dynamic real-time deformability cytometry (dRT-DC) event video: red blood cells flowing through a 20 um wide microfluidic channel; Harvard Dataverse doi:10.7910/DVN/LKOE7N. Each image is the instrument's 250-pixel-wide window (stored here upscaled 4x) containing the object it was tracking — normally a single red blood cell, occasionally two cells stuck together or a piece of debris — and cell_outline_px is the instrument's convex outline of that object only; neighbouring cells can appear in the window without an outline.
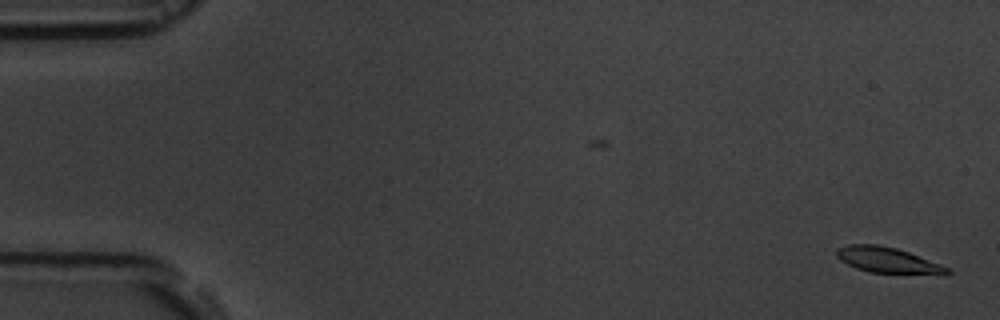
{"species": "common noctule bat (a hibernating species)", "species_latin": "Nyctalus noctula", "temperature_condition": "room temperature", "stored_images_in_passage": 2, "camera_frame_rate_fps": 3000, "um_per_image_px": 0.085, "animal": {"sex": "male", "body_mass_g": 19.5, "forearm_length_mm": 54.6}, "frame": {"image": 1, "passage_image": 2, "time_ms": 1.0, "image_size_px": [1000, 320], "cell_outline_px": [[952, 272], [948, 276], [944, 276], [868, 272], [856, 268], [840, 260], [836, 256], [836, 248], [848, 244], [880, 244], [896, 248], [908, 252], [952, 268]], "centroid_in_image_um": [75.56, 22.14], "position_along_channel_um": 9.4, "area_um2": 17.22}}